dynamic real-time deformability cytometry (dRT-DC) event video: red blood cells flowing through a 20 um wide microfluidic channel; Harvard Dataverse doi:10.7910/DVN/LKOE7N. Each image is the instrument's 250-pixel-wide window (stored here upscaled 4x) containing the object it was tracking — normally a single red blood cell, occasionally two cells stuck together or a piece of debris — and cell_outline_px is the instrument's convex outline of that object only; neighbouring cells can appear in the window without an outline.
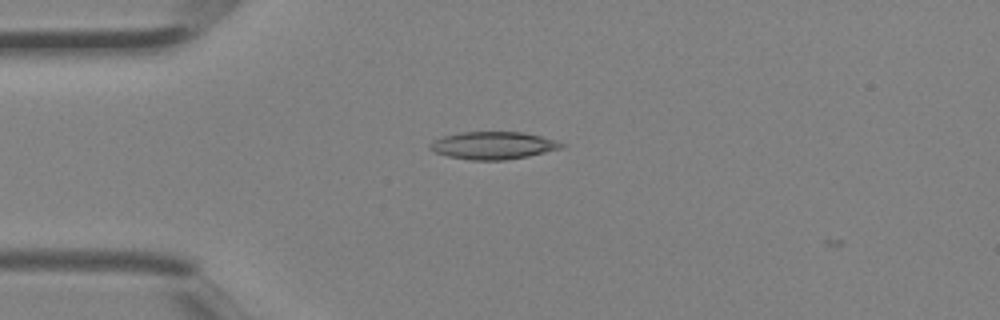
{"species": "Egyptian fruit bat (a non-hibernating species)", "species_latin": "Rousettus aegyptiacus", "temperature_condition": "room temperature", "stored_images_in_passage": 1, "camera_frame_rate_fps": 3000, "um_per_image_px": 0.085, "animal": {"sex": "female"}, "frame": {"image": 1, "passage_image": 1, "time_ms": 0.0, "image_size_px": [1000, 320], "cell_outline_px": [[568, 144], [564, 148], [528, 156], [504, 160], [472, 160], [448, 156], [436, 152], [428, 148], [428, 144], [432, 140], [444, 136], [460, 132], [524, 132], [556, 140]], "centroid_in_image_um": [41.95, 12.36], "position_along_channel_um": 43.1, "area_um2": 21.21}}